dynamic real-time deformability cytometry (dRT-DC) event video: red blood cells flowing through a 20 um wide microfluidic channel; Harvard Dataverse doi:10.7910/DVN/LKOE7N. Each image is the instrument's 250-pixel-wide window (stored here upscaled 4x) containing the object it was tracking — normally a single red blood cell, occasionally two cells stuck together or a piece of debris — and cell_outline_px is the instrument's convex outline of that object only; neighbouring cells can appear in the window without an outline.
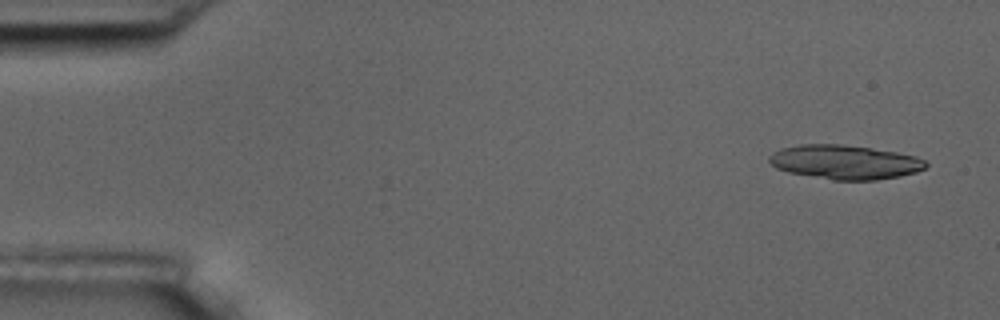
{"species": "common noctule bat (a hibernating species)", "species_latin": "Nyctalus noctula", "temperature_condition": "room temperature", "stored_images_in_passage": 5, "camera_frame_rate_fps": 3000, "um_per_image_px": 0.085, "animal": {"sex": "male", "body_mass_g": 17.5, "forearm_length_mm": 52.3}, "frame": {"image": 1, "passage_image": 1, "time_ms": 0.0, "image_size_px": [1000, 320], "cell_outline_px": [[928, 164], [924, 168], [916, 172], [900, 176], [876, 180], [832, 180], [788, 172], [776, 168], [768, 160], [768, 156], [772, 152], [780, 148], [800, 144], [840, 144], [896, 152], [916, 156], [924, 160]], "centroid_in_image_um": [71.78, 13.78], "position_along_channel_um": 13.2, "area_um2": 31.21}}